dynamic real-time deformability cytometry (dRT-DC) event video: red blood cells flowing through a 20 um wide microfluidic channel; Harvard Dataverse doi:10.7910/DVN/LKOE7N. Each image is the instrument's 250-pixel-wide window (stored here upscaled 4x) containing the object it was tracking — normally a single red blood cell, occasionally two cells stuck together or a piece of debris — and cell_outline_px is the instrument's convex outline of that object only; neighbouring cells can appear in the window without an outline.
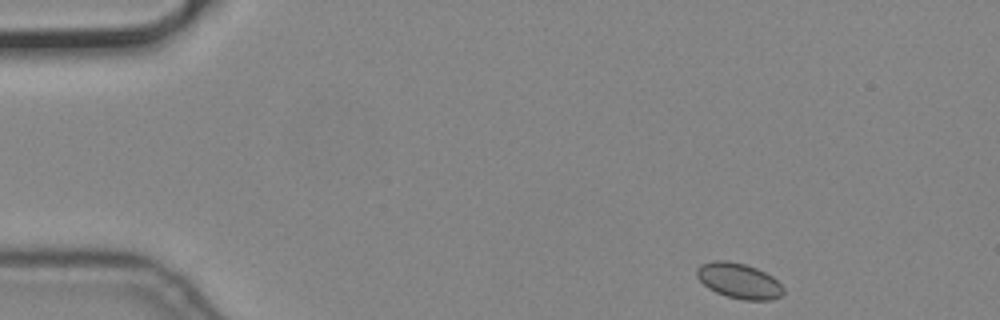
{"species": "common noctule bat (a hibernating species)", "species_latin": "Nyctalus noctula", "temperature_condition": "cold", "stored_images_in_passage": 4, "camera_frame_rate_fps": 3000, "um_per_image_px": 0.085, "animal": {"sex": "male", "body_mass_g": 19.2, "forearm_length_mm": 51.8}, "frame": {"image": 1, "passage_image": 1, "time_ms": 0.0, "image_size_px": [1000, 320], "cell_outline_px": [[784, 292], [780, 296], [772, 300], [744, 300], [728, 296], [716, 292], [708, 288], [696, 276], [696, 268], [700, 264], [712, 260], [728, 260], [744, 264], [756, 268], [772, 276], [784, 288]], "centroid_in_image_um": [62.79, 23.86], "position_along_channel_um": 22.2, "area_um2": 17.86}}
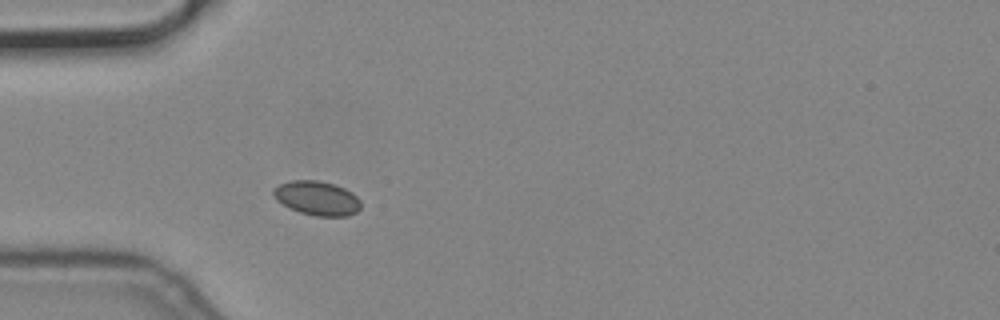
{"frame": {"image": 2, "passage_image": 4, "time_ms": 1.0, "image_size_px": [1000, 320], "cell_outline_px": [[360, 208], [356, 212], [348, 216], [316, 216], [300, 212], [276, 200], [272, 192], [272, 188], [280, 184], [292, 180], [316, 180], [332, 184], [344, 188], [352, 192], [360, 200]], "centroid_in_image_um": [26.94, 16.84], "position_along_channel_um": 58.1, "area_um2": 17.28}}